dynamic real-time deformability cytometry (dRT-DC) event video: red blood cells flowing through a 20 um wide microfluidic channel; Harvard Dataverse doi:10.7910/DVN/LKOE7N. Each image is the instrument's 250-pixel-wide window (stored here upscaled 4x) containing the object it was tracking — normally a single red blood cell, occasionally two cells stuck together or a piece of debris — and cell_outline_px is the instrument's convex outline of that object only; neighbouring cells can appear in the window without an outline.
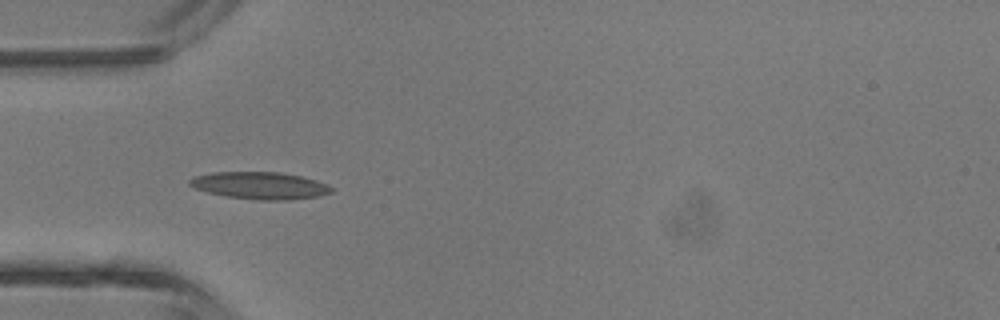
{"species": "common noctule bat (a hibernating species)", "species_latin": "Nyctalus noctula", "temperature_condition": "room temperature", "stored_images_in_passage": 5, "camera_frame_rate_fps": 3000, "um_per_image_px": 0.085, "animal": {"sex": "male", "body_mass_g": 13.3}, "frame": {"image": 1, "passage_image": 4, "time_ms": 4.333, "image_size_px": [1000, 320], "cell_outline_px": [[332, 192], [320, 196], [288, 200], [256, 200], [224, 196], [208, 192], [196, 188], [188, 184], [188, 180], [196, 176], [212, 172], [280, 172], [300, 176], [316, 180], [328, 184], [332, 188]], "centroid_in_image_um": [22.11, 15.77], "position_along_channel_um": 62.9, "area_um2": 22.48}}
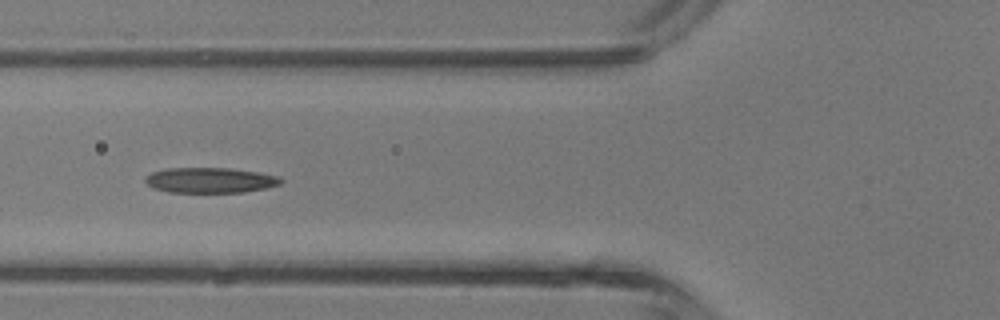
{"frame": {"image": 2, "passage_image": 5, "time_ms": 5.333, "image_size_px": [1000, 320], "cell_outline_px": [[284, 180], [280, 184], [264, 188], [244, 192], [168, 192], [152, 188], [144, 180], [152, 172], [168, 168], [228, 168], [260, 172], [280, 176]], "centroid_in_image_um": [17.89, 15.31], "position_along_channel_um": 107.9, "area_um2": 20.0}}